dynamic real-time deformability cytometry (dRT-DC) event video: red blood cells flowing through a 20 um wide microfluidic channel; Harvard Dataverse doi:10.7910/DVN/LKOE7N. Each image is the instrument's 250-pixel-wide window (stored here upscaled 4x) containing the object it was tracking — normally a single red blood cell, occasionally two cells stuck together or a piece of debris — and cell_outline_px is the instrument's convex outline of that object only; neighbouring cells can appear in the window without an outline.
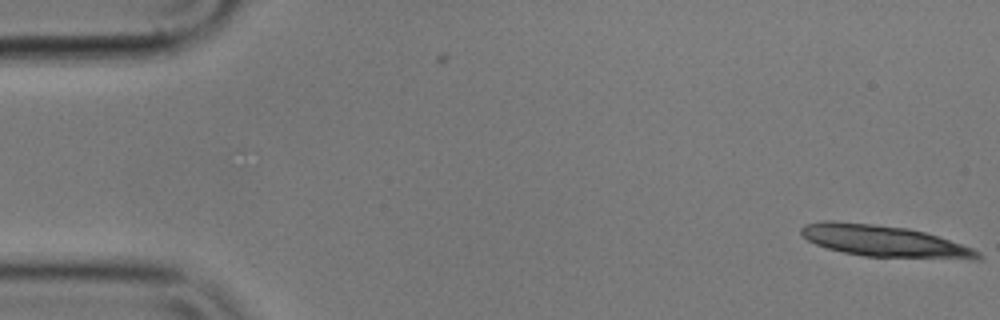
{"species": "common noctule bat (a hibernating species)", "species_latin": "Nyctalus noctula", "temperature_condition": "cold", "stored_images_in_passage": 4, "camera_frame_rate_fps": 3000, "um_per_image_px": 0.085, "animal": {"sex": "male", "body_mass_g": 17.9}, "frame": {"image": 1, "passage_image": 4, "time_ms": 1.0, "image_size_px": [1000, 320], "cell_outline_px": [[984, 256], [980, 260], [972, 260], [864, 256], [844, 252], [828, 248], [816, 244], [808, 240], [800, 232], [800, 228], [804, 224], [820, 220], [832, 220], [872, 224], [908, 228], [924, 232], [972, 248], [980, 252]], "centroid_in_image_um": [75.18, 20.5], "position_along_channel_um": 9.8, "area_um2": 32.54}}